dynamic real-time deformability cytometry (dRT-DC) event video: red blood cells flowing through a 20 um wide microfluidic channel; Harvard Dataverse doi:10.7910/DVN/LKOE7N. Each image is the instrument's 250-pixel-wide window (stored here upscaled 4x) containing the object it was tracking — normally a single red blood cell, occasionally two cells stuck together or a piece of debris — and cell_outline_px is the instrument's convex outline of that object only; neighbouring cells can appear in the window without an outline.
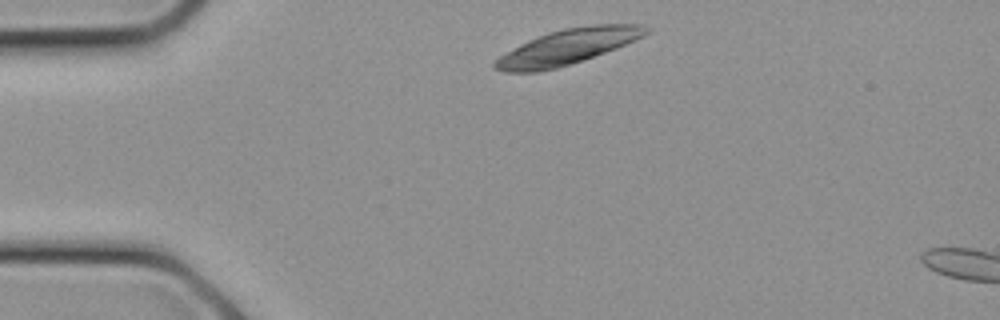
{"species": "common noctule bat (a hibernating species)", "species_latin": "Nyctalus noctula", "temperature_condition": "cold", "stored_images_in_passage": 2, "camera_frame_rate_fps": 3000, "um_per_image_px": 0.085, "animal": {"sex": "female", "body_mass_g": 21.9}, "frame": {"image": 1, "passage_image": 1, "time_ms": 0.0, "image_size_px": [1000, 320], "cell_outline_px": [[652, 32], [644, 36], [616, 48], [556, 68], [540, 72], [504, 72], [496, 68], [492, 64], [500, 56], [528, 40], [548, 32], [564, 28], [592, 24], [640, 24], [648, 28]], "centroid_in_image_um": [48.26, 3.96], "position_along_channel_um": 36.7, "area_um2": 30.58}}